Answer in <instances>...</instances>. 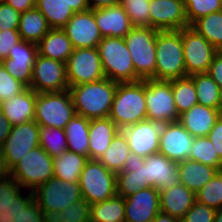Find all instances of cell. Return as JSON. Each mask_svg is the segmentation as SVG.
<instances>
[{
  "label": "cell",
  "mask_w": 222,
  "mask_h": 222,
  "mask_svg": "<svg viewBox=\"0 0 222 222\" xmlns=\"http://www.w3.org/2000/svg\"><path fill=\"white\" fill-rule=\"evenodd\" d=\"M118 82L104 78L69 87L77 115L87 119L109 117Z\"/></svg>",
  "instance_id": "6da1fadb"
},
{
  "label": "cell",
  "mask_w": 222,
  "mask_h": 222,
  "mask_svg": "<svg viewBox=\"0 0 222 222\" xmlns=\"http://www.w3.org/2000/svg\"><path fill=\"white\" fill-rule=\"evenodd\" d=\"M109 118L120 129L147 119L145 80L118 83Z\"/></svg>",
  "instance_id": "7a4b0ae2"
},
{
  "label": "cell",
  "mask_w": 222,
  "mask_h": 222,
  "mask_svg": "<svg viewBox=\"0 0 222 222\" xmlns=\"http://www.w3.org/2000/svg\"><path fill=\"white\" fill-rule=\"evenodd\" d=\"M185 76L181 30L158 31L155 80L171 81Z\"/></svg>",
  "instance_id": "3957f363"
},
{
  "label": "cell",
  "mask_w": 222,
  "mask_h": 222,
  "mask_svg": "<svg viewBox=\"0 0 222 222\" xmlns=\"http://www.w3.org/2000/svg\"><path fill=\"white\" fill-rule=\"evenodd\" d=\"M157 32L155 28L134 26L124 38L140 80H155Z\"/></svg>",
  "instance_id": "277c9868"
},
{
  "label": "cell",
  "mask_w": 222,
  "mask_h": 222,
  "mask_svg": "<svg viewBox=\"0 0 222 222\" xmlns=\"http://www.w3.org/2000/svg\"><path fill=\"white\" fill-rule=\"evenodd\" d=\"M97 48L106 78L118 83L140 81L124 38L103 37Z\"/></svg>",
  "instance_id": "5b68a950"
},
{
  "label": "cell",
  "mask_w": 222,
  "mask_h": 222,
  "mask_svg": "<svg viewBox=\"0 0 222 222\" xmlns=\"http://www.w3.org/2000/svg\"><path fill=\"white\" fill-rule=\"evenodd\" d=\"M75 114L69 90L37 93L34 121L40 127L65 129Z\"/></svg>",
  "instance_id": "8992f818"
},
{
  "label": "cell",
  "mask_w": 222,
  "mask_h": 222,
  "mask_svg": "<svg viewBox=\"0 0 222 222\" xmlns=\"http://www.w3.org/2000/svg\"><path fill=\"white\" fill-rule=\"evenodd\" d=\"M9 175L23 188L34 191L54 177L53 158L40 146L29 151L10 171Z\"/></svg>",
  "instance_id": "52a82bcc"
},
{
  "label": "cell",
  "mask_w": 222,
  "mask_h": 222,
  "mask_svg": "<svg viewBox=\"0 0 222 222\" xmlns=\"http://www.w3.org/2000/svg\"><path fill=\"white\" fill-rule=\"evenodd\" d=\"M116 175L99 160L88 159L78 181L82 198L92 205L115 196Z\"/></svg>",
  "instance_id": "ba28073f"
},
{
  "label": "cell",
  "mask_w": 222,
  "mask_h": 222,
  "mask_svg": "<svg viewBox=\"0 0 222 222\" xmlns=\"http://www.w3.org/2000/svg\"><path fill=\"white\" fill-rule=\"evenodd\" d=\"M145 100L148 120L162 124L179 121L170 81L145 79Z\"/></svg>",
  "instance_id": "9c48e42d"
},
{
  "label": "cell",
  "mask_w": 222,
  "mask_h": 222,
  "mask_svg": "<svg viewBox=\"0 0 222 222\" xmlns=\"http://www.w3.org/2000/svg\"><path fill=\"white\" fill-rule=\"evenodd\" d=\"M40 126L33 120L12 126L8 138L0 149V159L10 171L22 157L39 146Z\"/></svg>",
  "instance_id": "30bf717a"
},
{
  "label": "cell",
  "mask_w": 222,
  "mask_h": 222,
  "mask_svg": "<svg viewBox=\"0 0 222 222\" xmlns=\"http://www.w3.org/2000/svg\"><path fill=\"white\" fill-rule=\"evenodd\" d=\"M69 87L105 78L97 47L76 48L66 61Z\"/></svg>",
  "instance_id": "8fae6325"
},
{
  "label": "cell",
  "mask_w": 222,
  "mask_h": 222,
  "mask_svg": "<svg viewBox=\"0 0 222 222\" xmlns=\"http://www.w3.org/2000/svg\"><path fill=\"white\" fill-rule=\"evenodd\" d=\"M34 200L42 211H63L71 203L82 198V191L78 182H66L56 177L37 187L33 191Z\"/></svg>",
  "instance_id": "7c38bea8"
},
{
  "label": "cell",
  "mask_w": 222,
  "mask_h": 222,
  "mask_svg": "<svg viewBox=\"0 0 222 222\" xmlns=\"http://www.w3.org/2000/svg\"><path fill=\"white\" fill-rule=\"evenodd\" d=\"M181 36L186 76L207 73L209 65L218 51L190 26L181 29Z\"/></svg>",
  "instance_id": "4fadbf2b"
},
{
  "label": "cell",
  "mask_w": 222,
  "mask_h": 222,
  "mask_svg": "<svg viewBox=\"0 0 222 222\" xmlns=\"http://www.w3.org/2000/svg\"><path fill=\"white\" fill-rule=\"evenodd\" d=\"M30 88L36 93L68 90L66 63L37 55L32 69Z\"/></svg>",
  "instance_id": "5bb4252c"
},
{
  "label": "cell",
  "mask_w": 222,
  "mask_h": 222,
  "mask_svg": "<svg viewBox=\"0 0 222 222\" xmlns=\"http://www.w3.org/2000/svg\"><path fill=\"white\" fill-rule=\"evenodd\" d=\"M162 123L142 120L121 129L127 139L131 152L141 157H148L158 153Z\"/></svg>",
  "instance_id": "9a60e30c"
},
{
  "label": "cell",
  "mask_w": 222,
  "mask_h": 222,
  "mask_svg": "<svg viewBox=\"0 0 222 222\" xmlns=\"http://www.w3.org/2000/svg\"><path fill=\"white\" fill-rule=\"evenodd\" d=\"M193 141L194 137L179 121L163 123L158 153L175 162L185 161L188 159Z\"/></svg>",
  "instance_id": "2e32d148"
},
{
  "label": "cell",
  "mask_w": 222,
  "mask_h": 222,
  "mask_svg": "<svg viewBox=\"0 0 222 222\" xmlns=\"http://www.w3.org/2000/svg\"><path fill=\"white\" fill-rule=\"evenodd\" d=\"M62 29L74 49L97 47L103 38L92 9L74 13Z\"/></svg>",
  "instance_id": "e0dca14e"
},
{
  "label": "cell",
  "mask_w": 222,
  "mask_h": 222,
  "mask_svg": "<svg viewBox=\"0 0 222 222\" xmlns=\"http://www.w3.org/2000/svg\"><path fill=\"white\" fill-rule=\"evenodd\" d=\"M150 27L158 31L189 27L184 0H150Z\"/></svg>",
  "instance_id": "ac0fdd59"
},
{
  "label": "cell",
  "mask_w": 222,
  "mask_h": 222,
  "mask_svg": "<svg viewBox=\"0 0 222 222\" xmlns=\"http://www.w3.org/2000/svg\"><path fill=\"white\" fill-rule=\"evenodd\" d=\"M143 175L147 188H156L158 191L169 189L180 183L178 162L169 160L160 153L145 158Z\"/></svg>",
  "instance_id": "d6986e66"
},
{
  "label": "cell",
  "mask_w": 222,
  "mask_h": 222,
  "mask_svg": "<svg viewBox=\"0 0 222 222\" xmlns=\"http://www.w3.org/2000/svg\"><path fill=\"white\" fill-rule=\"evenodd\" d=\"M125 222H152L160 211V195L156 188L140 189L124 198Z\"/></svg>",
  "instance_id": "ffe728a7"
},
{
  "label": "cell",
  "mask_w": 222,
  "mask_h": 222,
  "mask_svg": "<svg viewBox=\"0 0 222 222\" xmlns=\"http://www.w3.org/2000/svg\"><path fill=\"white\" fill-rule=\"evenodd\" d=\"M37 55V44L21 40L10 49L8 58L1 63L13 78L30 87L32 69Z\"/></svg>",
  "instance_id": "44dd1931"
},
{
  "label": "cell",
  "mask_w": 222,
  "mask_h": 222,
  "mask_svg": "<svg viewBox=\"0 0 222 222\" xmlns=\"http://www.w3.org/2000/svg\"><path fill=\"white\" fill-rule=\"evenodd\" d=\"M21 188L10 175L0 182V222H14L22 205H29L34 200L32 191L24 196Z\"/></svg>",
  "instance_id": "7402d4cb"
},
{
  "label": "cell",
  "mask_w": 222,
  "mask_h": 222,
  "mask_svg": "<svg viewBox=\"0 0 222 222\" xmlns=\"http://www.w3.org/2000/svg\"><path fill=\"white\" fill-rule=\"evenodd\" d=\"M102 37H122L134 27L120 4L94 10Z\"/></svg>",
  "instance_id": "603a6c76"
},
{
  "label": "cell",
  "mask_w": 222,
  "mask_h": 222,
  "mask_svg": "<svg viewBox=\"0 0 222 222\" xmlns=\"http://www.w3.org/2000/svg\"><path fill=\"white\" fill-rule=\"evenodd\" d=\"M144 161V157H141L134 152H130L122 171L116 175L117 195L126 198L140 189L147 188V182H144L143 175Z\"/></svg>",
  "instance_id": "cb8c5ba5"
},
{
  "label": "cell",
  "mask_w": 222,
  "mask_h": 222,
  "mask_svg": "<svg viewBox=\"0 0 222 222\" xmlns=\"http://www.w3.org/2000/svg\"><path fill=\"white\" fill-rule=\"evenodd\" d=\"M37 93L27 87L20 94L0 103V110L12 126L34 120Z\"/></svg>",
  "instance_id": "d4e9b609"
},
{
  "label": "cell",
  "mask_w": 222,
  "mask_h": 222,
  "mask_svg": "<svg viewBox=\"0 0 222 222\" xmlns=\"http://www.w3.org/2000/svg\"><path fill=\"white\" fill-rule=\"evenodd\" d=\"M221 115L219 109L197 104L181 114L179 122L193 137H203L210 133Z\"/></svg>",
  "instance_id": "484cf974"
},
{
  "label": "cell",
  "mask_w": 222,
  "mask_h": 222,
  "mask_svg": "<svg viewBox=\"0 0 222 222\" xmlns=\"http://www.w3.org/2000/svg\"><path fill=\"white\" fill-rule=\"evenodd\" d=\"M160 211L181 220L196 202V193L179 183L159 191Z\"/></svg>",
  "instance_id": "4316f807"
},
{
  "label": "cell",
  "mask_w": 222,
  "mask_h": 222,
  "mask_svg": "<svg viewBox=\"0 0 222 222\" xmlns=\"http://www.w3.org/2000/svg\"><path fill=\"white\" fill-rule=\"evenodd\" d=\"M120 131L109 117L90 119L89 159L98 160Z\"/></svg>",
  "instance_id": "83f0119b"
},
{
  "label": "cell",
  "mask_w": 222,
  "mask_h": 222,
  "mask_svg": "<svg viewBox=\"0 0 222 222\" xmlns=\"http://www.w3.org/2000/svg\"><path fill=\"white\" fill-rule=\"evenodd\" d=\"M38 55L66 63L74 47L63 29H51L37 44Z\"/></svg>",
  "instance_id": "f1b7e54d"
},
{
  "label": "cell",
  "mask_w": 222,
  "mask_h": 222,
  "mask_svg": "<svg viewBox=\"0 0 222 222\" xmlns=\"http://www.w3.org/2000/svg\"><path fill=\"white\" fill-rule=\"evenodd\" d=\"M178 171L180 183L195 193L218 172L214 167L189 159L178 162Z\"/></svg>",
  "instance_id": "f546056e"
},
{
  "label": "cell",
  "mask_w": 222,
  "mask_h": 222,
  "mask_svg": "<svg viewBox=\"0 0 222 222\" xmlns=\"http://www.w3.org/2000/svg\"><path fill=\"white\" fill-rule=\"evenodd\" d=\"M90 119L75 114L66 124L65 133L68 151L86 156L89 159Z\"/></svg>",
  "instance_id": "4dcf8cb0"
},
{
  "label": "cell",
  "mask_w": 222,
  "mask_h": 222,
  "mask_svg": "<svg viewBox=\"0 0 222 222\" xmlns=\"http://www.w3.org/2000/svg\"><path fill=\"white\" fill-rule=\"evenodd\" d=\"M50 30L48 21L36 7L21 13L18 27L21 40L38 44Z\"/></svg>",
  "instance_id": "1f68e13d"
},
{
  "label": "cell",
  "mask_w": 222,
  "mask_h": 222,
  "mask_svg": "<svg viewBox=\"0 0 222 222\" xmlns=\"http://www.w3.org/2000/svg\"><path fill=\"white\" fill-rule=\"evenodd\" d=\"M86 156L66 151L53 159L54 177L66 182H78L87 162Z\"/></svg>",
  "instance_id": "d6a6232c"
},
{
  "label": "cell",
  "mask_w": 222,
  "mask_h": 222,
  "mask_svg": "<svg viewBox=\"0 0 222 222\" xmlns=\"http://www.w3.org/2000/svg\"><path fill=\"white\" fill-rule=\"evenodd\" d=\"M90 222H125L124 198L115 195L91 205Z\"/></svg>",
  "instance_id": "836d02e7"
},
{
  "label": "cell",
  "mask_w": 222,
  "mask_h": 222,
  "mask_svg": "<svg viewBox=\"0 0 222 222\" xmlns=\"http://www.w3.org/2000/svg\"><path fill=\"white\" fill-rule=\"evenodd\" d=\"M130 148L124 134L120 131L113 139L110 146L98 159L109 171L119 173L130 155Z\"/></svg>",
  "instance_id": "e575fe53"
},
{
  "label": "cell",
  "mask_w": 222,
  "mask_h": 222,
  "mask_svg": "<svg viewBox=\"0 0 222 222\" xmlns=\"http://www.w3.org/2000/svg\"><path fill=\"white\" fill-rule=\"evenodd\" d=\"M35 7L46 18L51 29H62L74 14L62 0H36Z\"/></svg>",
  "instance_id": "d590c367"
},
{
  "label": "cell",
  "mask_w": 222,
  "mask_h": 222,
  "mask_svg": "<svg viewBox=\"0 0 222 222\" xmlns=\"http://www.w3.org/2000/svg\"><path fill=\"white\" fill-rule=\"evenodd\" d=\"M91 205L81 198L63 211H43L44 222H90Z\"/></svg>",
  "instance_id": "8d00e7d4"
},
{
  "label": "cell",
  "mask_w": 222,
  "mask_h": 222,
  "mask_svg": "<svg viewBox=\"0 0 222 222\" xmlns=\"http://www.w3.org/2000/svg\"><path fill=\"white\" fill-rule=\"evenodd\" d=\"M190 27L206 38L217 51H220L222 48V10L196 20Z\"/></svg>",
  "instance_id": "74e56055"
},
{
  "label": "cell",
  "mask_w": 222,
  "mask_h": 222,
  "mask_svg": "<svg viewBox=\"0 0 222 222\" xmlns=\"http://www.w3.org/2000/svg\"><path fill=\"white\" fill-rule=\"evenodd\" d=\"M175 107L180 116L198 104L197 93L191 76H185L170 81Z\"/></svg>",
  "instance_id": "f35d334b"
},
{
  "label": "cell",
  "mask_w": 222,
  "mask_h": 222,
  "mask_svg": "<svg viewBox=\"0 0 222 222\" xmlns=\"http://www.w3.org/2000/svg\"><path fill=\"white\" fill-rule=\"evenodd\" d=\"M197 93L198 104L219 109L220 87L208 73L191 75Z\"/></svg>",
  "instance_id": "ab89813d"
},
{
  "label": "cell",
  "mask_w": 222,
  "mask_h": 222,
  "mask_svg": "<svg viewBox=\"0 0 222 222\" xmlns=\"http://www.w3.org/2000/svg\"><path fill=\"white\" fill-rule=\"evenodd\" d=\"M39 146L53 159L60 157L62 153L68 151L65 129L40 127Z\"/></svg>",
  "instance_id": "60d3db41"
},
{
  "label": "cell",
  "mask_w": 222,
  "mask_h": 222,
  "mask_svg": "<svg viewBox=\"0 0 222 222\" xmlns=\"http://www.w3.org/2000/svg\"><path fill=\"white\" fill-rule=\"evenodd\" d=\"M188 159L214 167L218 171L221 170L222 160L207 136L194 137Z\"/></svg>",
  "instance_id": "b9f144b4"
},
{
  "label": "cell",
  "mask_w": 222,
  "mask_h": 222,
  "mask_svg": "<svg viewBox=\"0 0 222 222\" xmlns=\"http://www.w3.org/2000/svg\"><path fill=\"white\" fill-rule=\"evenodd\" d=\"M196 201L214 210L222 208V172L218 171L199 191Z\"/></svg>",
  "instance_id": "7bdbcfd3"
},
{
  "label": "cell",
  "mask_w": 222,
  "mask_h": 222,
  "mask_svg": "<svg viewBox=\"0 0 222 222\" xmlns=\"http://www.w3.org/2000/svg\"><path fill=\"white\" fill-rule=\"evenodd\" d=\"M184 6L189 26L212 12L222 10L221 0H184Z\"/></svg>",
  "instance_id": "ee69618b"
},
{
  "label": "cell",
  "mask_w": 222,
  "mask_h": 222,
  "mask_svg": "<svg viewBox=\"0 0 222 222\" xmlns=\"http://www.w3.org/2000/svg\"><path fill=\"white\" fill-rule=\"evenodd\" d=\"M133 26L150 27V0H120Z\"/></svg>",
  "instance_id": "f6af8a7d"
},
{
  "label": "cell",
  "mask_w": 222,
  "mask_h": 222,
  "mask_svg": "<svg viewBox=\"0 0 222 222\" xmlns=\"http://www.w3.org/2000/svg\"><path fill=\"white\" fill-rule=\"evenodd\" d=\"M27 86L13 78L0 62V103L20 94Z\"/></svg>",
  "instance_id": "bcb514c9"
},
{
  "label": "cell",
  "mask_w": 222,
  "mask_h": 222,
  "mask_svg": "<svg viewBox=\"0 0 222 222\" xmlns=\"http://www.w3.org/2000/svg\"><path fill=\"white\" fill-rule=\"evenodd\" d=\"M216 210L199 202H195L180 222H214Z\"/></svg>",
  "instance_id": "7dc6e473"
},
{
  "label": "cell",
  "mask_w": 222,
  "mask_h": 222,
  "mask_svg": "<svg viewBox=\"0 0 222 222\" xmlns=\"http://www.w3.org/2000/svg\"><path fill=\"white\" fill-rule=\"evenodd\" d=\"M21 13L5 2L0 3V31L18 29Z\"/></svg>",
  "instance_id": "c3c4849f"
},
{
  "label": "cell",
  "mask_w": 222,
  "mask_h": 222,
  "mask_svg": "<svg viewBox=\"0 0 222 222\" xmlns=\"http://www.w3.org/2000/svg\"><path fill=\"white\" fill-rule=\"evenodd\" d=\"M20 41L18 29L0 31V62L8 58L10 49Z\"/></svg>",
  "instance_id": "681fc988"
},
{
  "label": "cell",
  "mask_w": 222,
  "mask_h": 222,
  "mask_svg": "<svg viewBox=\"0 0 222 222\" xmlns=\"http://www.w3.org/2000/svg\"><path fill=\"white\" fill-rule=\"evenodd\" d=\"M14 222H44L43 211L33 200L29 205H22V210L15 216Z\"/></svg>",
  "instance_id": "f907efd6"
},
{
  "label": "cell",
  "mask_w": 222,
  "mask_h": 222,
  "mask_svg": "<svg viewBox=\"0 0 222 222\" xmlns=\"http://www.w3.org/2000/svg\"><path fill=\"white\" fill-rule=\"evenodd\" d=\"M207 137L213 143L219 158L222 160V115L218 118Z\"/></svg>",
  "instance_id": "816d5d0a"
},
{
  "label": "cell",
  "mask_w": 222,
  "mask_h": 222,
  "mask_svg": "<svg viewBox=\"0 0 222 222\" xmlns=\"http://www.w3.org/2000/svg\"><path fill=\"white\" fill-rule=\"evenodd\" d=\"M207 73L222 88V53L217 52L214 55L212 63L209 65Z\"/></svg>",
  "instance_id": "f5cc1de1"
},
{
  "label": "cell",
  "mask_w": 222,
  "mask_h": 222,
  "mask_svg": "<svg viewBox=\"0 0 222 222\" xmlns=\"http://www.w3.org/2000/svg\"><path fill=\"white\" fill-rule=\"evenodd\" d=\"M36 0H6L5 3L12 6L16 11L23 13L35 8Z\"/></svg>",
  "instance_id": "db71d44e"
},
{
  "label": "cell",
  "mask_w": 222,
  "mask_h": 222,
  "mask_svg": "<svg viewBox=\"0 0 222 222\" xmlns=\"http://www.w3.org/2000/svg\"><path fill=\"white\" fill-rule=\"evenodd\" d=\"M12 125L0 110V149L3 147L5 140L8 138Z\"/></svg>",
  "instance_id": "11a10c76"
},
{
  "label": "cell",
  "mask_w": 222,
  "mask_h": 222,
  "mask_svg": "<svg viewBox=\"0 0 222 222\" xmlns=\"http://www.w3.org/2000/svg\"><path fill=\"white\" fill-rule=\"evenodd\" d=\"M65 4L71 7L74 13L89 10L87 0H62Z\"/></svg>",
  "instance_id": "9f6ffc18"
},
{
  "label": "cell",
  "mask_w": 222,
  "mask_h": 222,
  "mask_svg": "<svg viewBox=\"0 0 222 222\" xmlns=\"http://www.w3.org/2000/svg\"><path fill=\"white\" fill-rule=\"evenodd\" d=\"M89 8L92 10L109 7L119 4L120 0H87Z\"/></svg>",
  "instance_id": "6f0895ef"
},
{
  "label": "cell",
  "mask_w": 222,
  "mask_h": 222,
  "mask_svg": "<svg viewBox=\"0 0 222 222\" xmlns=\"http://www.w3.org/2000/svg\"><path fill=\"white\" fill-rule=\"evenodd\" d=\"M152 222H180V220L170 216L167 213L159 211L157 213V216L152 220Z\"/></svg>",
  "instance_id": "680465c9"
},
{
  "label": "cell",
  "mask_w": 222,
  "mask_h": 222,
  "mask_svg": "<svg viewBox=\"0 0 222 222\" xmlns=\"http://www.w3.org/2000/svg\"><path fill=\"white\" fill-rule=\"evenodd\" d=\"M214 222H222V208L216 210Z\"/></svg>",
  "instance_id": "91938a15"
},
{
  "label": "cell",
  "mask_w": 222,
  "mask_h": 222,
  "mask_svg": "<svg viewBox=\"0 0 222 222\" xmlns=\"http://www.w3.org/2000/svg\"><path fill=\"white\" fill-rule=\"evenodd\" d=\"M9 176L8 170H0V182Z\"/></svg>",
  "instance_id": "94428289"
},
{
  "label": "cell",
  "mask_w": 222,
  "mask_h": 222,
  "mask_svg": "<svg viewBox=\"0 0 222 222\" xmlns=\"http://www.w3.org/2000/svg\"><path fill=\"white\" fill-rule=\"evenodd\" d=\"M219 111L222 114V88L220 89Z\"/></svg>",
  "instance_id": "6125c7cd"
},
{
  "label": "cell",
  "mask_w": 222,
  "mask_h": 222,
  "mask_svg": "<svg viewBox=\"0 0 222 222\" xmlns=\"http://www.w3.org/2000/svg\"><path fill=\"white\" fill-rule=\"evenodd\" d=\"M0 170H7L6 166L4 165L1 159H0Z\"/></svg>",
  "instance_id": "be15d7a7"
}]
</instances>
